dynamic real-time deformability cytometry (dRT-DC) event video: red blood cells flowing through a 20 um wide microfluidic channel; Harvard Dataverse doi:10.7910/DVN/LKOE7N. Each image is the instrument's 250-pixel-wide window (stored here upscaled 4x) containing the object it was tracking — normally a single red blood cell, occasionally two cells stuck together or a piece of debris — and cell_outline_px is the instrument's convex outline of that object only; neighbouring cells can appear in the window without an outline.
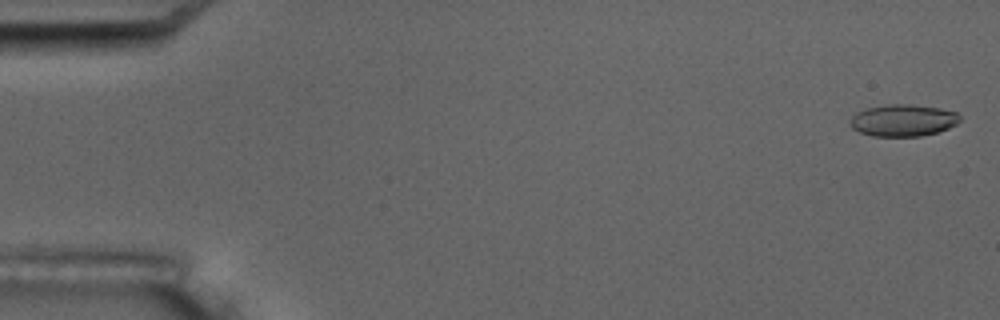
{"species": "common noctule bat (a hibernating species)", "species_latin": "Nyctalus noctula", "temperature_condition": "room temperature", "stored_images_in_passage": 6, "camera_frame_rate_fps": 3000, "um_per_image_px": 0.085, "animal": {"sex": "male", "body_mass_g": 17.5, "forearm_length_mm": 52.3}, "frame": {"image": 1, "passage_image": 1, "time_ms": 0.0, "image_size_px": [1000, 320], "cell_outline_px": [[960, 120], [956, 124], [948, 128], [936, 132], [920, 136], [872, 136], [860, 132], [852, 128], [852, 116], [856, 112], [864, 108], [884, 104], [912, 104], [940, 108], [956, 112], [960, 116]], "centroid_in_image_um": [76.75, 10.21], "position_along_channel_um": 8.2, "area_um2": 20.4}}